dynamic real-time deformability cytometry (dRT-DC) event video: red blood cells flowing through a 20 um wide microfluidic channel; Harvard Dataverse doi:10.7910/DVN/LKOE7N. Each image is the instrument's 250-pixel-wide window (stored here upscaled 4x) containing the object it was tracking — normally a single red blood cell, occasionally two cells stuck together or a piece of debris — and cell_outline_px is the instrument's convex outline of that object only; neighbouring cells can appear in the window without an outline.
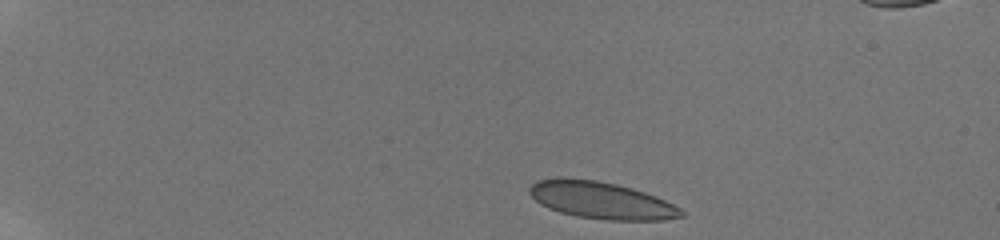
{"species": "human", "species_latin": "Homo sapiens", "temperature_condition": "room temperature", "stored_images_in_passage": 30, "camera_frame_rate_fps": 3000, "um_per_image_px": 0.085, "donor": {"sex": "male"}, "frame": {"image": 1, "passage_image": 1, "time_ms": 0.0, "image_size_px": [1000, 240], "cell_outline_px": [[684, 216], [664, 220], [608, 220], [576, 216], [560, 212], [548, 208], [540, 204], [528, 192], [528, 188], [536, 180], [560, 176], [564, 176], [596, 180], [616, 184], [632, 188], [656, 196], [680, 208], [684, 212]], "centroid_in_image_um": [51.06, 17.0], "position_along_channel_um": 33.9, "area_um2": 33.0}}
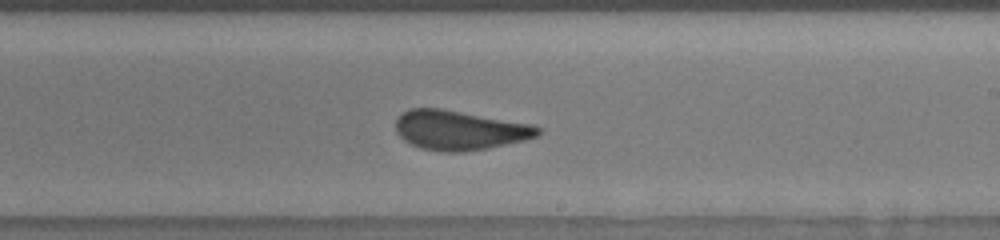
{"frame": {"image": 2, "passage_image": 28, "time_ms": 8.333, "image_size_px": [1000, 240], "cell_outline_px": [[544, 132], [540, 136], [524, 140], [488, 148], [464, 152], [444, 152], [420, 148], [404, 140], [396, 132], [396, 120], [408, 108], [440, 108], [532, 124], [544, 128]], "centroid_in_image_um": [39.11, 11.07], "position_along_channel_um": 249.9, "area_um2": 32.89}}
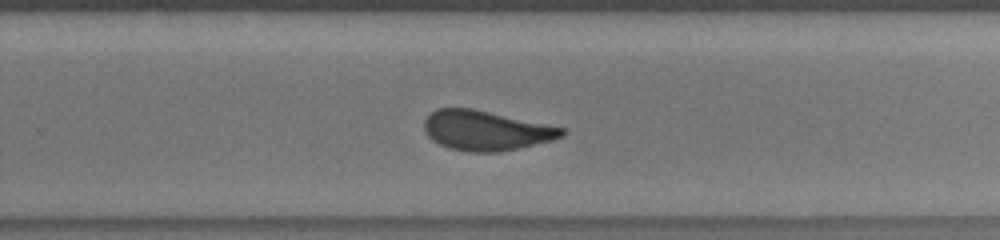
{"frame": {"image": 3, "passage_image": 30, "time_ms": 9.333, "image_size_px": [1000, 240], "cell_outline_px": [[568, 132], [564, 136], [552, 140], [520, 148], [496, 152], [468, 152], [448, 148], [432, 140], [424, 132], [424, 120], [436, 108], [472, 108], [564, 128]], "centroid_in_image_um": [41.29, 11.1], "position_along_channel_um": 288.5, "area_um2": 31.91}}